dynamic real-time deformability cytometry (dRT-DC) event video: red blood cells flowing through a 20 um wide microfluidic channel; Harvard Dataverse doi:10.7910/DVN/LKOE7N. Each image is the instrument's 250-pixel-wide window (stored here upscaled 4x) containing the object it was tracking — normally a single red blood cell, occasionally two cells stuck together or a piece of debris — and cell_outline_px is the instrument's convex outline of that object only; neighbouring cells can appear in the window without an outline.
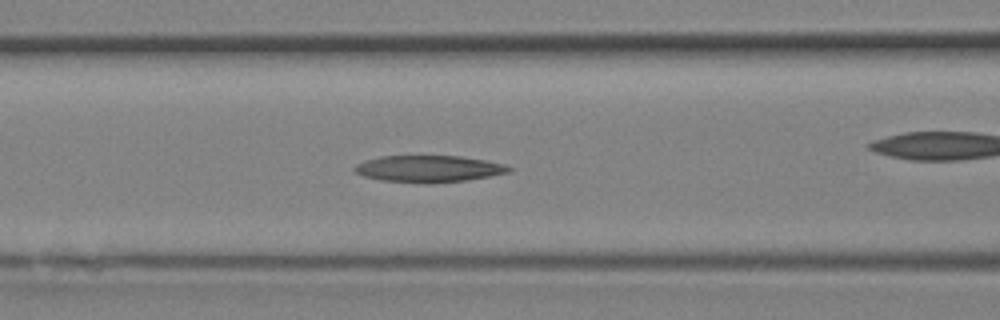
{"species": "Egyptian fruit bat (a non-hibernating species)", "species_latin": "Rousettus aegyptiacus", "temperature_condition": "room temperature", "stored_images_in_passage": 13, "camera_frame_rate_fps": 3000, "um_per_image_px": 0.085, "animal": {"sex": "female"}, "frame": {"image": 1, "passage_image": 10, "time_ms": 3.0, "image_size_px": [1000, 320], "cell_outline_px": [[512, 168], [508, 172], [488, 176], [464, 180], [380, 180], [364, 176], [352, 172], [352, 168], [356, 164], [364, 160], [380, 156], [460, 156], [484, 160], [504, 164]], "centroid_in_image_um": [36.36, 14.29], "position_along_channel_um": 130.2, "area_um2": 22.83}}